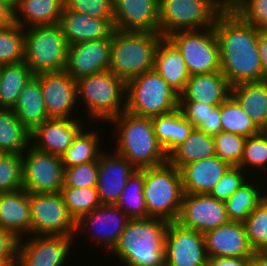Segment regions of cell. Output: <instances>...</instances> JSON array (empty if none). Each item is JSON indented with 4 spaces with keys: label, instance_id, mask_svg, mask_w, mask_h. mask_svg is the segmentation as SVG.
<instances>
[{
    "label": "cell",
    "instance_id": "1",
    "mask_svg": "<svg viewBox=\"0 0 267 266\" xmlns=\"http://www.w3.org/2000/svg\"><path fill=\"white\" fill-rule=\"evenodd\" d=\"M214 30L219 44L220 71L231 87L264 81L258 52V29L243 21L233 10H223Z\"/></svg>",
    "mask_w": 267,
    "mask_h": 266
},
{
    "label": "cell",
    "instance_id": "2",
    "mask_svg": "<svg viewBox=\"0 0 267 266\" xmlns=\"http://www.w3.org/2000/svg\"><path fill=\"white\" fill-rule=\"evenodd\" d=\"M169 222L130 219L112 250L125 266H165L164 244Z\"/></svg>",
    "mask_w": 267,
    "mask_h": 266
},
{
    "label": "cell",
    "instance_id": "3",
    "mask_svg": "<svg viewBox=\"0 0 267 266\" xmlns=\"http://www.w3.org/2000/svg\"><path fill=\"white\" fill-rule=\"evenodd\" d=\"M116 123V153L125 157L136 169L155 167L168 162V154L158 142L152 119L127 111L110 120Z\"/></svg>",
    "mask_w": 267,
    "mask_h": 266
},
{
    "label": "cell",
    "instance_id": "4",
    "mask_svg": "<svg viewBox=\"0 0 267 266\" xmlns=\"http://www.w3.org/2000/svg\"><path fill=\"white\" fill-rule=\"evenodd\" d=\"M162 38L155 32L114 29L109 70L127 83L154 69L155 52Z\"/></svg>",
    "mask_w": 267,
    "mask_h": 266
},
{
    "label": "cell",
    "instance_id": "5",
    "mask_svg": "<svg viewBox=\"0 0 267 266\" xmlns=\"http://www.w3.org/2000/svg\"><path fill=\"white\" fill-rule=\"evenodd\" d=\"M184 196L180 170L169 161L144 168V199L148 218L178 220Z\"/></svg>",
    "mask_w": 267,
    "mask_h": 266
},
{
    "label": "cell",
    "instance_id": "6",
    "mask_svg": "<svg viewBox=\"0 0 267 266\" xmlns=\"http://www.w3.org/2000/svg\"><path fill=\"white\" fill-rule=\"evenodd\" d=\"M127 112L142 117H155L179 108V94L154 69L126 83Z\"/></svg>",
    "mask_w": 267,
    "mask_h": 266
},
{
    "label": "cell",
    "instance_id": "7",
    "mask_svg": "<svg viewBox=\"0 0 267 266\" xmlns=\"http://www.w3.org/2000/svg\"><path fill=\"white\" fill-rule=\"evenodd\" d=\"M69 44L59 23L25 29V63L33 75L65 71Z\"/></svg>",
    "mask_w": 267,
    "mask_h": 266
},
{
    "label": "cell",
    "instance_id": "8",
    "mask_svg": "<svg viewBox=\"0 0 267 266\" xmlns=\"http://www.w3.org/2000/svg\"><path fill=\"white\" fill-rule=\"evenodd\" d=\"M76 85L77 98L82 96L92 120L110 122L126 110V104L121 103L126 97V83L110 70L80 78Z\"/></svg>",
    "mask_w": 267,
    "mask_h": 266
},
{
    "label": "cell",
    "instance_id": "9",
    "mask_svg": "<svg viewBox=\"0 0 267 266\" xmlns=\"http://www.w3.org/2000/svg\"><path fill=\"white\" fill-rule=\"evenodd\" d=\"M222 11L214 0H159V33L167 37L213 27Z\"/></svg>",
    "mask_w": 267,
    "mask_h": 266
},
{
    "label": "cell",
    "instance_id": "10",
    "mask_svg": "<svg viewBox=\"0 0 267 266\" xmlns=\"http://www.w3.org/2000/svg\"><path fill=\"white\" fill-rule=\"evenodd\" d=\"M167 38L181 53L190 75L220 71L219 44L214 27L177 31Z\"/></svg>",
    "mask_w": 267,
    "mask_h": 266
},
{
    "label": "cell",
    "instance_id": "11",
    "mask_svg": "<svg viewBox=\"0 0 267 266\" xmlns=\"http://www.w3.org/2000/svg\"><path fill=\"white\" fill-rule=\"evenodd\" d=\"M32 235L73 236L76 221L70 215L60 192L29 194Z\"/></svg>",
    "mask_w": 267,
    "mask_h": 266
},
{
    "label": "cell",
    "instance_id": "12",
    "mask_svg": "<svg viewBox=\"0 0 267 266\" xmlns=\"http://www.w3.org/2000/svg\"><path fill=\"white\" fill-rule=\"evenodd\" d=\"M25 154H22L23 188L29 194L60 192L65 169L61 157L33 146H29Z\"/></svg>",
    "mask_w": 267,
    "mask_h": 266
},
{
    "label": "cell",
    "instance_id": "13",
    "mask_svg": "<svg viewBox=\"0 0 267 266\" xmlns=\"http://www.w3.org/2000/svg\"><path fill=\"white\" fill-rule=\"evenodd\" d=\"M165 266H207L204 236L201 232L169 222L164 244Z\"/></svg>",
    "mask_w": 267,
    "mask_h": 266
},
{
    "label": "cell",
    "instance_id": "14",
    "mask_svg": "<svg viewBox=\"0 0 267 266\" xmlns=\"http://www.w3.org/2000/svg\"><path fill=\"white\" fill-rule=\"evenodd\" d=\"M34 237V238H33ZM27 242L19 239L16 266H63L74 236L33 235Z\"/></svg>",
    "mask_w": 267,
    "mask_h": 266
},
{
    "label": "cell",
    "instance_id": "15",
    "mask_svg": "<svg viewBox=\"0 0 267 266\" xmlns=\"http://www.w3.org/2000/svg\"><path fill=\"white\" fill-rule=\"evenodd\" d=\"M182 227L204 234L229 222L225 203L209 194H184L178 217Z\"/></svg>",
    "mask_w": 267,
    "mask_h": 266
},
{
    "label": "cell",
    "instance_id": "16",
    "mask_svg": "<svg viewBox=\"0 0 267 266\" xmlns=\"http://www.w3.org/2000/svg\"><path fill=\"white\" fill-rule=\"evenodd\" d=\"M44 104L49 118H71L77 98L76 80L66 71L41 73Z\"/></svg>",
    "mask_w": 267,
    "mask_h": 266
},
{
    "label": "cell",
    "instance_id": "17",
    "mask_svg": "<svg viewBox=\"0 0 267 266\" xmlns=\"http://www.w3.org/2000/svg\"><path fill=\"white\" fill-rule=\"evenodd\" d=\"M111 39L69 45L65 71L75 80L109 70Z\"/></svg>",
    "mask_w": 267,
    "mask_h": 266
},
{
    "label": "cell",
    "instance_id": "18",
    "mask_svg": "<svg viewBox=\"0 0 267 266\" xmlns=\"http://www.w3.org/2000/svg\"><path fill=\"white\" fill-rule=\"evenodd\" d=\"M113 27L159 33V0H113Z\"/></svg>",
    "mask_w": 267,
    "mask_h": 266
},
{
    "label": "cell",
    "instance_id": "19",
    "mask_svg": "<svg viewBox=\"0 0 267 266\" xmlns=\"http://www.w3.org/2000/svg\"><path fill=\"white\" fill-rule=\"evenodd\" d=\"M99 175L96 184L101 204L115 205L129 177L137 170L125 157L115 153H101L98 159Z\"/></svg>",
    "mask_w": 267,
    "mask_h": 266
},
{
    "label": "cell",
    "instance_id": "20",
    "mask_svg": "<svg viewBox=\"0 0 267 266\" xmlns=\"http://www.w3.org/2000/svg\"><path fill=\"white\" fill-rule=\"evenodd\" d=\"M129 220L130 218L116 205L101 204L77 221L76 231L85 229L87 225H90L91 228L95 229V232L93 231L95 236L92 234L93 240L104 244L106 250L107 247L113 250Z\"/></svg>",
    "mask_w": 267,
    "mask_h": 266
},
{
    "label": "cell",
    "instance_id": "21",
    "mask_svg": "<svg viewBox=\"0 0 267 266\" xmlns=\"http://www.w3.org/2000/svg\"><path fill=\"white\" fill-rule=\"evenodd\" d=\"M208 257H251L245 224L229 221L203 234Z\"/></svg>",
    "mask_w": 267,
    "mask_h": 266
},
{
    "label": "cell",
    "instance_id": "22",
    "mask_svg": "<svg viewBox=\"0 0 267 266\" xmlns=\"http://www.w3.org/2000/svg\"><path fill=\"white\" fill-rule=\"evenodd\" d=\"M82 128L77 119L50 118L31 132V146L62 157Z\"/></svg>",
    "mask_w": 267,
    "mask_h": 266
},
{
    "label": "cell",
    "instance_id": "23",
    "mask_svg": "<svg viewBox=\"0 0 267 266\" xmlns=\"http://www.w3.org/2000/svg\"><path fill=\"white\" fill-rule=\"evenodd\" d=\"M114 19L94 18L63 8L59 25L69 45L111 39Z\"/></svg>",
    "mask_w": 267,
    "mask_h": 266
},
{
    "label": "cell",
    "instance_id": "24",
    "mask_svg": "<svg viewBox=\"0 0 267 266\" xmlns=\"http://www.w3.org/2000/svg\"><path fill=\"white\" fill-rule=\"evenodd\" d=\"M231 95V85L221 71L190 75L179 102H199L219 106Z\"/></svg>",
    "mask_w": 267,
    "mask_h": 266
},
{
    "label": "cell",
    "instance_id": "25",
    "mask_svg": "<svg viewBox=\"0 0 267 266\" xmlns=\"http://www.w3.org/2000/svg\"><path fill=\"white\" fill-rule=\"evenodd\" d=\"M229 167L217 156L182 166L179 170L184 194H209Z\"/></svg>",
    "mask_w": 267,
    "mask_h": 266
},
{
    "label": "cell",
    "instance_id": "26",
    "mask_svg": "<svg viewBox=\"0 0 267 266\" xmlns=\"http://www.w3.org/2000/svg\"><path fill=\"white\" fill-rule=\"evenodd\" d=\"M0 228L13 233L18 239L31 235L29 193L24 189L0 193Z\"/></svg>",
    "mask_w": 267,
    "mask_h": 266
},
{
    "label": "cell",
    "instance_id": "27",
    "mask_svg": "<svg viewBox=\"0 0 267 266\" xmlns=\"http://www.w3.org/2000/svg\"><path fill=\"white\" fill-rule=\"evenodd\" d=\"M154 70L180 94L190 77L181 53L167 38L163 37L155 52Z\"/></svg>",
    "mask_w": 267,
    "mask_h": 266
},
{
    "label": "cell",
    "instance_id": "28",
    "mask_svg": "<svg viewBox=\"0 0 267 266\" xmlns=\"http://www.w3.org/2000/svg\"><path fill=\"white\" fill-rule=\"evenodd\" d=\"M11 110L30 132L50 119L44 104L40 80L36 75L25 84Z\"/></svg>",
    "mask_w": 267,
    "mask_h": 266
},
{
    "label": "cell",
    "instance_id": "29",
    "mask_svg": "<svg viewBox=\"0 0 267 266\" xmlns=\"http://www.w3.org/2000/svg\"><path fill=\"white\" fill-rule=\"evenodd\" d=\"M62 10L63 0H18L14 3V23L23 29L37 25L57 24Z\"/></svg>",
    "mask_w": 267,
    "mask_h": 266
},
{
    "label": "cell",
    "instance_id": "30",
    "mask_svg": "<svg viewBox=\"0 0 267 266\" xmlns=\"http://www.w3.org/2000/svg\"><path fill=\"white\" fill-rule=\"evenodd\" d=\"M152 125L158 142L169 155L185 141L194 126L185 119L180 109L152 117Z\"/></svg>",
    "mask_w": 267,
    "mask_h": 266
},
{
    "label": "cell",
    "instance_id": "31",
    "mask_svg": "<svg viewBox=\"0 0 267 266\" xmlns=\"http://www.w3.org/2000/svg\"><path fill=\"white\" fill-rule=\"evenodd\" d=\"M215 155L213 136L193 128L189 136L178 145L169 155L168 161L177 169L196 160H204Z\"/></svg>",
    "mask_w": 267,
    "mask_h": 266
},
{
    "label": "cell",
    "instance_id": "32",
    "mask_svg": "<svg viewBox=\"0 0 267 266\" xmlns=\"http://www.w3.org/2000/svg\"><path fill=\"white\" fill-rule=\"evenodd\" d=\"M231 96L260 128L267 114V81L235 85Z\"/></svg>",
    "mask_w": 267,
    "mask_h": 266
},
{
    "label": "cell",
    "instance_id": "33",
    "mask_svg": "<svg viewBox=\"0 0 267 266\" xmlns=\"http://www.w3.org/2000/svg\"><path fill=\"white\" fill-rule=\"evenodd\" d=\"M30 135L16 113L11 109H0V149L6 154H23L31 145Z\"/></svg>",
    "mask_w": 267,
    "mask_h": 266
},
{
    "label": "cell",
    "instance_id": "34",
    "mask_svg": "<svg viewBox=\"0 0 267 266\" xmlns=\"http://www.w3.org/2000/svg\"><path fill=\"white\" fill-rule=\"evenodd\" d=\"M33 76L25 61L1 66L0 109H12L21 90Z\"/></svg>",
    "mask_w": 267,
    "mask_h": 266
},
{
    "label": "cell",
    "instance_id": "35",
    "mask_svg": "<svg viewBox=\"0 0 267 266\" xmlns=\"http://www.w3.org/2000/svg\"><path fill=\"white\" fill-rule=\"evenodd\" d=\"M256 184V185H255ZM257 183L248 180L224 203L229 221L244 223L246 218L262 202L263 196Z\"/></svg>",
    "mask_w": 267,
    "mask_h": 266
},
{
    "label": "cell",
    "instance_id": "36",
    "mask_svg": "<svg viewBox=\"0 0 267 266\" xmlns=\"http://www.w3.org/2000/svg\"><path fill=\"white\" fill-rule=\"evenodd\" d=\"M115 205L130 219L148 218L144 199V168L137 169L129 177L125 188Z\"/></svg>",
    "mask_w": 267,
    "mask_h": 266
},
{
    "label": "cell",
    "instance_id": "37",
    "mask_svg": "<svg viewBox=\"0 0 267 266\" xmlns=\"http://www.w3.org/2000/svg\"><path fill=\"white\" fill-rule=\"evenodd\" d=\"M220 120L223 132L235 133L245 137L260 133L253 120L231 95L220 104Z\"/></svg>",
    "mask_w": 267,
    "mask_h": 266
},
{
    "label": "cell",
    "instance_id": "38",
    "mask_svg": "<svg viewBox=\"0 0 267 266\" xmlns=\"http://www.w3.org/2000/svg\"><path fill=\"white\" fill-rule=\"evenodd\" d=\"M82 129L74 138L71 146L62 155L64 168L85 164L99 159L102 151L99 148V135L96 132H84Z\"/></svg>",
    "mask_w": 267,
    "mask_h": 266
},
{
    "label": "cell",
    "instance_id": "39",
    "mask_svg": "<svg viewBox=\"0 0 267 266\" xmlns=\"http://www.w3.org/2000/svg\"><path fill=\"white\" fill-rule=\"evenodd\" d=\"M63 202L70 215L77 222L83 215L101 205L96 187H67L60 189Z\"/></svg>",
    "mask_w": 267,
    "mask_h": 266
},
{
    "label": "cell",
    "instance_id": "40",
    "mask_svg": "<svg viewBox=\"0 0 267 266\" xmlns=\"http://www.w3.org/2000/svg\"><path fill=\"white\" fill-rule=\"evenodd\" d=\"M25 60V29L13 23L0 27V66Z\"/></svg>",
    "mask_w": 267,
    "mask_h": 266
},
{
    "label": "cell",
    "instance_id": "41",
    "mask_svg": "<svg viewBox=\"0 0 267 266\" xmlns=\"http://www.w3.org/2000/svg\"><path fill=\"white\" fill-rule=\"evenodd\" d=\"M247 239L254 252H267V195L246 218Z\"/></svg>",
    "mask_w": 267,
    "mask_h": 266
},
{
    "label": "cell",
    "instance_id": "42",
    "mask_svg": "<svg viewBox=\"0 0 267 266\" xmlns=\"http://www.w3.org/2000/svg\"><path fill=\"white\" fill-rule=\"evenodd\" d=\"M215 155L230 166H238L241 161L247 137L221 131L213 136Z\"/></svg>",
    "mask_w": 267,
    "mask_h": 266
},
{
    "label": "cell",
    "instance_id": "43",
    "mask_svg": "<svg viewBox=\"0 0 267 266\" xmlns=\"http://www.w3.org/2000/svg\"><path fill=\"white\" fill-rule=\"evenodd\" d=\"M230 9L258 30H267V0H232Z\"/></svg>",
    "mask_w": 267,
    "mask_h": 266
},
{
    "label": "cell",
    "instance_id": "44",
    "mask_svg": "<svg viewBox=\"0 0 267 266\" xmlns=\"http://www.w3.org/2000/svg\"><path fill=\"white\" fill-rule=\"evenodd\" d=\"M22 154H7L0 160V193L23 188Z\"/></svg>",
    "mask_w": 267,
    "mask_h": 266
},
{
    "label": "cell",
    "instance_id": "45",
    "mask_svg": "<svg viewBox=\"0 0 267 266\" xmlns=\"http://www.w3.org/2000/svg\"><path fill=\"white\" fill-rule=\"evenodd\" d=\"M267 164V134L259 133L255 136L247 137L243 154L241 157L240 167L245 170L244 167H249V165L265 168Z\"/></svg>",
    "mask_w": 267,
    "mask_h": 266
},
{
    "label": "cell",
    "instance_id": "46",
    "mask_svg": "<svg viewBox=\"0 0 267 266\" xmlns=\"http://www.w3.org/2000/svg\"><path fill=\"white\" fill-rule=\"evenodd\" d=\"M99 175L98 160L64 169V184L67 187H96Z\"/></svg>",
    "mask_w": 267,
    "mask_h": 266
},
{
    "label": "cell",
    "instance_id": "47",
    "mask_svg": "<svg viewBox=\"0 0 267 266\" xmlns=\"http://www.w3.org/2000/svg\"><path fill=\"white\" fill-rule=\"evenodd\" d=\"M63 8L94 18L114 19L113 0H63Z\"/></svg>",
    "mask_w": 267,
    "mask_h": 266
},
{
    "label": "cell",
    "instance_id": "48",
    "mask_svg": "<svg viewBox=\"0 0 267 266\" xmlns=\"http://www.w3.org/2000/svg\"><path fill=\"white\" fill-rule=\"evenodd\" d=\"M243 171L238 166H230L223 174L222 178L211 190L209 195L219 201L225 202L231 195L241 187L247 180L244 178ZM243 174V175H242Z\"/></svg>",
    "mask_w": 267,
    "mask_h": 266
},
{
    "label": "cell",
    "instance_id": "49",
    "mask_svg": "<svg viewBox=\"0 0 267 266\" xmlns=\"http://www.w3.org/2000/svg\"><path fill=\"white\" fill-rule=\"evenodd\" d=\"M18 243L13 233L0 228V262L4 266H16Z\"/></svg>",
    "mask_w": 267,
    "mask_h": 266
},
{
    "label": "cell",
    "instance_id": "50",
    "mask_svg": "<svg viewBox=\"0 0 267 266\" xmlns=\"http://www.w3.org/2000/svg\"><path fill=\"white\" fill-rule=\"evenodd\" d=\"M213 105L199 102H179V109L187 121L197 128L208 115V108Z\"/></svg>",
    "mask_w": 267,
    "mask_h": 266
},
{
    "label": "cell",
    "instance_id": "51",
    "mask_svg": "<svg viewBox=\"0 0 267 266\" xmlns=\"http://www.w3.org/2000/svg\"><path fill=\"white\" fill-rule=\"evenodd\" d=\"M197 129L210 136H215L222 131L220 105L214 106L213 108H208V115L206 116L205 121H202Z\"/></svg>",
    "mask_w": 267,
    "mask_h": 266
},
{
    "label": "cell",
    "instance_id": "52",
    "mask_svg": "<svg viewBox=\"0 0 267 266\" xmlns=\"http://www.w3.org/2000/svg\"><path fill=\"white\" fill-rule=\"evenodd\" d=\"M249 257H208L207 266H247Z\"/></svg>",
    "mask_w": 267,
    "mask_h": 266
},
{
    "label": "cell",
    "instance_id": "53",
    "mask_svg": "<svg viewBox=\"0 0 267 266\" xmlns=\"http://www.w3.org/2000/svg\"><path fill=\"white\" fill-rule=\"evenodd\" d=\"M14 23V3L11 0H0V27Z\"/></svg>",
    "mask_w": 267,
    "mask_h": 266
},
{
    "label": "cell",
    "instance_id": "54",
    "mask_svg": "<svg viewBox=\"0 0 267 266\" xmlns=\"http://www.w3.org/2000/svg\"><path fill=\"white\" fill-rule=\"evenodd\" d=\"M258 52L264 71V80L267 81V30H258Z\"/></svg>",
    "mask_w": 267,
    "mask_h": 266
},
{
    "label": "cell",
    "instance_id": "55",
    "mask_svg": "<svg viewBox=\"0 0 267 266\" xmlns=\"http://www.w3.org/2000/svg\"><path fill=\"white\" fill-rule=\"evenodd\" d=\"M247 266H267V252H255L249 257Z\"/></svg>",
    "mask_w": 267,
    "mask_h": 266
},
{
    "label": "cell",
    "instance_id": "56",
    "mask_svg": "<svg viewBox=\"0 0 267 266\" xmlns=\"http://www.w3.org/2000/svg\"><path fill=\"white\" fill-rule=\"evenodd\" d=\"M223 10L230 9L232 0H214Z\"/></svg>",
    "mask_w": 267,
    "mask_h": 266
},
{
    "label": "cell",
    "instance_id": "57",
    "mask_svg": "<svg viewBox=\"0 0 267 266\" xmlns=\"http://www.w3.org/2000/svg\"><path fill=\"white\" fill-rule=\"evenodd\" d=\"M260 133L267 134V114L262 126L259 128Z\"/></svg>",
    "mask_w": 267,
    "mask_h": 266
},
{
    "label": "cell",
    "instance_id": "58",
    "mask_svg": "<svg viewBox=\"0 0 267 266\" xmlns=\"http://www.w3.org/2000/svg\"><path fill=\"white\" fill-rule=\"evenodd\" d=\"M7 154L2 150L0 149V160H2Z\"/></svg>",
    "mask_w": 267,
    "mask_h": 266
}]
</instances>
